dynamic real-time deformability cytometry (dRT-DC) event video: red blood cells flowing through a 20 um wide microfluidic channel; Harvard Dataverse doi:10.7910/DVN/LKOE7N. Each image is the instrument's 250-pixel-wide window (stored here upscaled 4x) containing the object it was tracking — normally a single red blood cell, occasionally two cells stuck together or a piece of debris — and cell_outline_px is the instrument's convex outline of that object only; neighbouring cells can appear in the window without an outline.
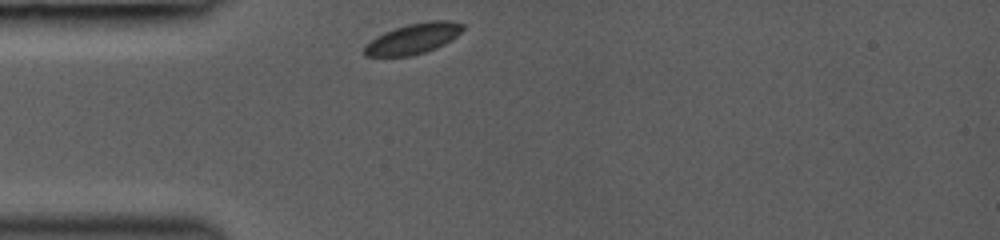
{"species": "common noctule bat (a hibernating species)", "species_latin": "Nyctalus noctula", "temperature_condition": "room temperature", "stored_images_in_passage": 8, "camera_frame_rate_fps": 3000, "um_per_image_px": 0.085, "animal": {"sex": "female", "body_mass_g": 19.0, "forearm_length_mm": 53.3}, "frame": {"image": 1, "passage_image": 1, "time_ms": 0.0, "image_size_px": [1000, 240], "cell_outline_px": [[464, 28], [456, 36], [444, 44], [436, 48], [412, 56], [364, 56], [364, 48], [376, 36], [384, 32], [408, 24], [432, 20], [452, 20], [464, 24]], "centroid_in_image_um": [35.15, 3.28], "position_along_channel_um": 49.8, "area_um2": 17.34}}
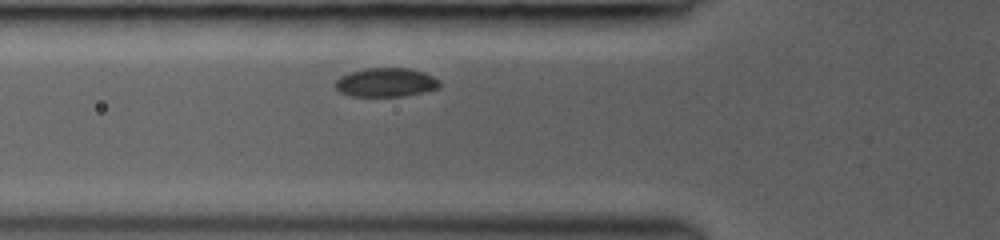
{"frame": {"image": 2, "passage_image": 6, "time_ms": 1.333, "image_size_px": [1000, 240], "cell_outline_px": [[440, 88], [404, 96], [352, 96], [340, 92], [336, 88], [336, 80], [340, 76], [352, 72], [368, 68], [408, 68], [424, 72], [440, 80]], "centroid_in_image_um": [32.83, 7.0], "position_along_channel_um": 93.0, "area_um2": 17.46}}